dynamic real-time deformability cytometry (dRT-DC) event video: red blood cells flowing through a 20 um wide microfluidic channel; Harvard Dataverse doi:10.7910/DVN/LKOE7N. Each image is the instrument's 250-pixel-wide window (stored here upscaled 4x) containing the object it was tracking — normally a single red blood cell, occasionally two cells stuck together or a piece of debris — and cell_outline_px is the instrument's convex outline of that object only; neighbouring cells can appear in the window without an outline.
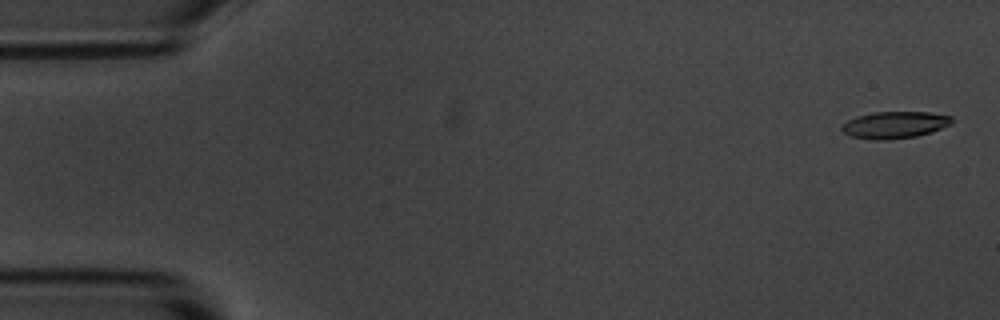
{"species": "common noctule bat (a hibernating species)", "species_latin": "Nyctalus noctula", "temperature_condition": "room temperature", "stored_images_in_passage": 56, "camera_frame_rate_fps": 3000, "um_per_image_px": 0.085, "animal": {"sex": "male", "body_mass_g": 20.1, "forearm_length_mm": 53.5}, "frame": {"image": 1, "passage_image": 2, "time_ms": 0.333, "image_size_px": [1000, 320], "cell_outline_px": [[952, 120], [948, 124], [932, 132], [916, 136], [888, 140], [872, 140], [852, 136], [844, 132], [840, 128], [848, 120], [856, 116], [876, 112], [928, 112], [952, 116]], "centroid_in_image_um": [76.03, 10.62], "position_along_channel_um": 9.0, "area_um2": 17.05}}
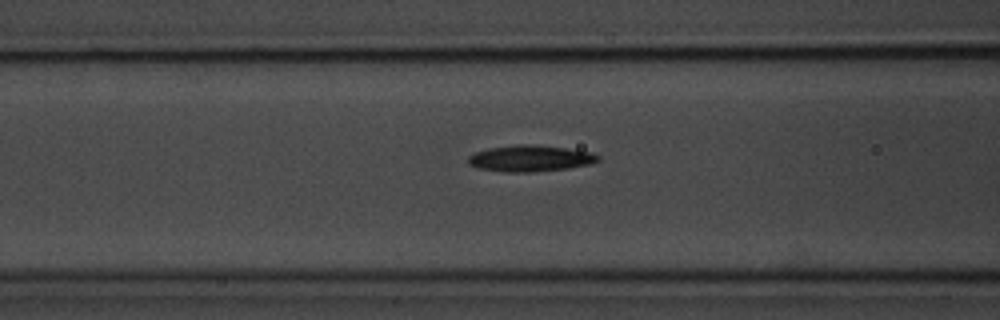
{"frame": {"image": 2, "passage_image": 22, "time_ms": 7.0, "image_size_px": [1000, 320], "cell_outline_px": [[600, 160], [592, 164], [568, 168], [532, 172], [508, 172], [476, 168], [468, 164], [468, 156], [472, 152], [488, 148], [516, 144], [528, 144], [564, 148], [592, 152], [600, 156]], "centroid_in_image_um": [45.04, 13.46], "position_along_channel_um": 121.6, "area_um2": 20.06}}
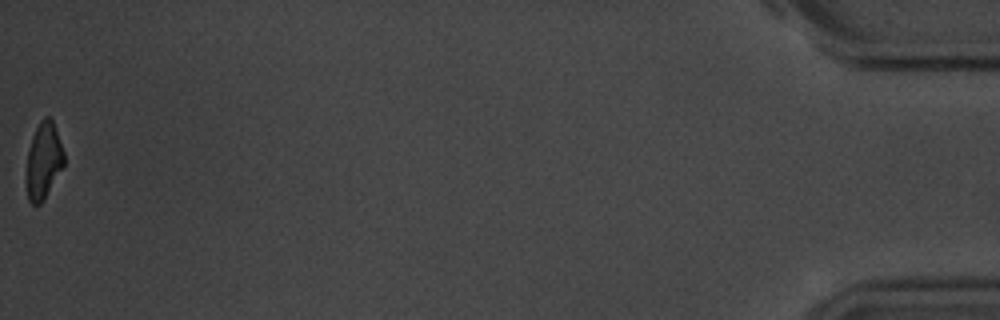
{"frame": {"image": 3, "passage_image": 56, "time_ms": 18.333, "image_size_px": [1000, 320], "cell_outline_px": [[64, 164], [44, 200], [40, 204], [32, 204], [28, 200], [24, 180], [24, 176], [28, 152], [32, 136], [40, 120], [44, 116], [48, 116], [52, 120], [64, 152]], "centroid_in_image_um": [3.66, 13.7], "position_along_channel_um": 431.5, "area_um2": 16.99}, "authors_computed_cell_mechanics": {"area_um2": 18.4382, "velocity_mm_per_s": 3.6145, "shape_relaxation_time_tau1_ms": 7.7349, "shape_relaxation_time_tau2_ms": null, "deformation_change_tau1": 0.2029, "deformation_change_tau2": null}}